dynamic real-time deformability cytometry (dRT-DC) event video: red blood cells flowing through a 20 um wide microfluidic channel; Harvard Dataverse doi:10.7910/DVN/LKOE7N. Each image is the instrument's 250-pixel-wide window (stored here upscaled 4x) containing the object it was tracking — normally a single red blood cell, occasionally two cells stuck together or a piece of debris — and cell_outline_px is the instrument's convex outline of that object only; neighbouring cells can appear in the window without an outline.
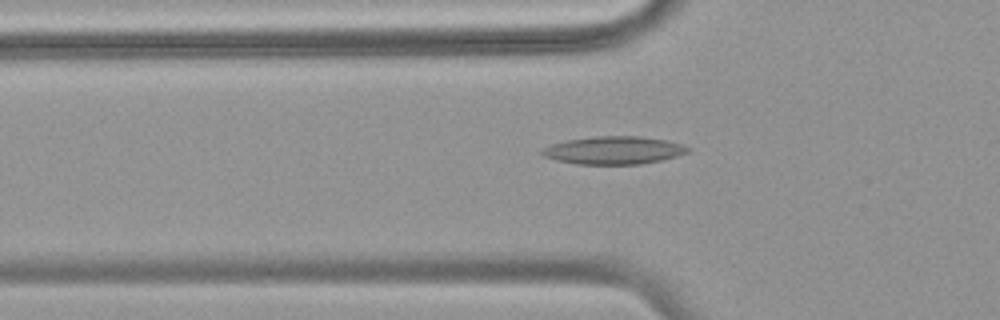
{"species": "common noctule bat (a hibernating species)", "species_latin": "Nyctalus noctula", "temperature_condition": "warm", "stored_images_in_passage": 34, "camera_frame_rate_fps": 3000, "um_per_image_px": 0.085, "animal": {"sex": "female", "body_mass_g": 18.4}, "frame": {"image": 1, "passage_image": 3, "time_ms": 0.667, "image_size_px": [1000, 320], "cell_outline_px": [[692, 148], [688, 152], [676, 156], [660, 160], [640, 164], [576, 164], [556, 160], [544, 156], [540, 152], [544, 148], [552, 144], [568, 140], [596, 136], [640, 136], [664, 140], [680, 144]], "centroid_in_image_um": [52.17, 12.77], "position_along_channel_um": 73.6, "area_um2": 23.41}}
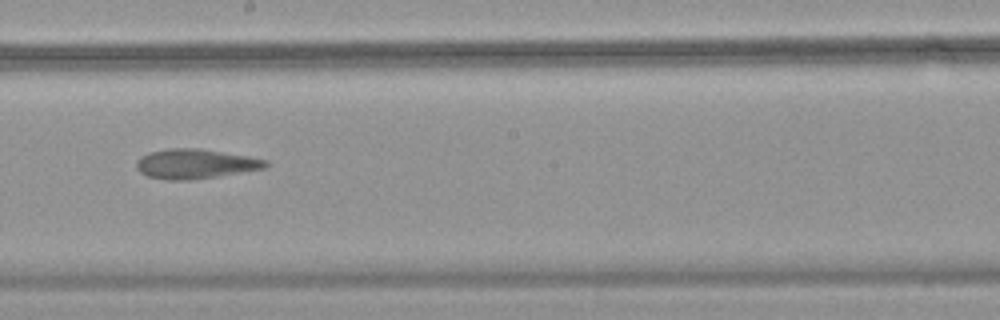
{"frame": {"image": 2, "passage_image": 16, "time_ms": 5.0, "image_size_px": [1000, 320], "cell_outline_px": [[268, 164], [264, 168], [216, 176], [188, 180], [168, 180], [148, 176], [140, 172], [136, 168], [136, 160], [140, 156], [148, 152], [168, 148], [200, 148], [248, 156], [268, 160]], "centroid_in_image_um": [16.55, 13.91], "position_along_channel_um": 231.7, "area_um2": 22.25}}
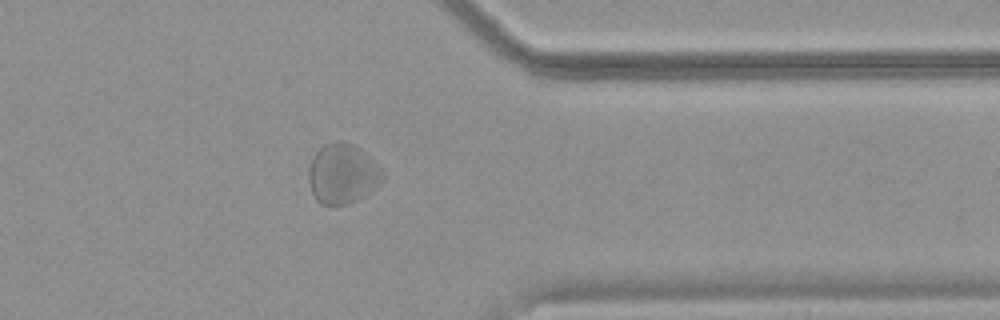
{"frame": {"image": 3, "passage_image": 29, "time_ms": 9.333, "image_size_px": [1000, 320], "cell_outline_px": [[384, 176], [368, 192], [356, 200], [348, 204], [320, 204], [316, 200], [312, 192], [308, 180], [308, 168], [316, 152], [324, 144], [344, 140], [360, 148], [384, 172]], "centroid_in_image_um": [29.07, 14.75], "position_along_channel_um": 382.3, "area_um2": 25.37}, "authors_computed_cell_mechanics": {"area_um2": 22.3975, "velocity_mm_per_s": 3.6476, "shape_relaxation_time_tau1_ms": null, "shape_relaxation_time_tau2_ms": 3.2816, "deformation_change_tau1": null, "deformation_change_tau2": 0.1013}}